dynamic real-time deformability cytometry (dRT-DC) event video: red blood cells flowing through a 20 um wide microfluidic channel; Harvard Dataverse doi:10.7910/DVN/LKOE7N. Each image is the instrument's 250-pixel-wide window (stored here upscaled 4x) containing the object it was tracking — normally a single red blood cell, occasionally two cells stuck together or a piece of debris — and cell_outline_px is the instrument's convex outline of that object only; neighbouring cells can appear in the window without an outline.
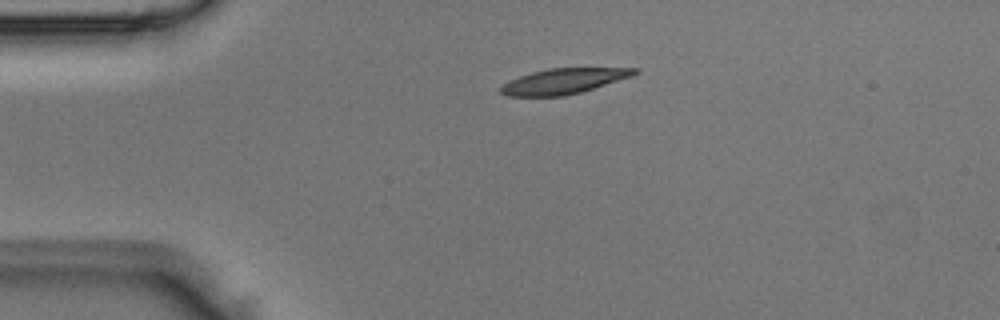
{"species": "Egyptian fruit bat (a non-hibernating species)", "species_latin": "Rousettus aegyptiacus", "temperature_condition": "room temperature", "stored_images_in_passage": 3, "camera_frame_rate_fps": 3000, "um_per_image_px": 0.085, "animal": {"sex": "male"}, "frame": {"image": 1, "passage_image": 1, "time_ms": 0.0, "image_size_px": [1000, 320], "cell_outline_px": [[640, 72], [632, 76], [580, 92], [564, 96], [508, 96], [500, 92], [500, 88], [504, 84], [520, 76], [532, 72], [548, 68], [640, 68]], "centroid_in_image_um": [47.94, 6.89], "position_along_channel_um": 37.1, "area_um2": 19.54}}
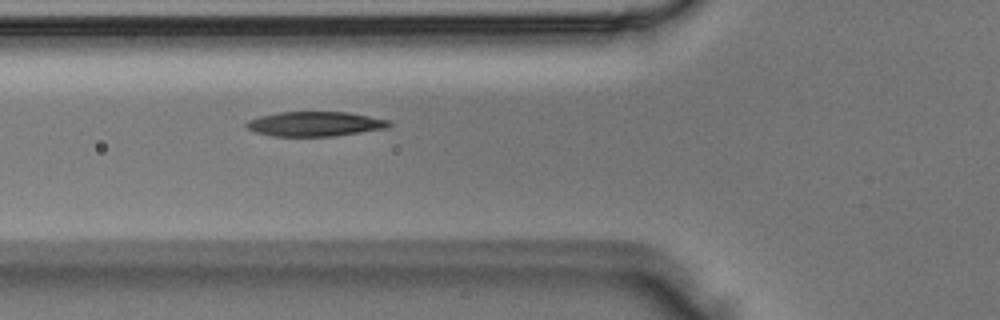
{"frame": {"image": 2, "passage_image": 3, "time_ms": 0.667, "image_size_px": [1000, 320], "cell_outline_px": [[392, 124], [388, 128], [336, 136], [272, 136], [256, 132], [248, 128], [244, 124], [248, 120], [260, 116], [280, 112], [348, 112], [388, 120]], "centroid_in_image_um": [26.78, 10.54], "position_along_channel_um": 99.0, "area_um2": 20.46}}